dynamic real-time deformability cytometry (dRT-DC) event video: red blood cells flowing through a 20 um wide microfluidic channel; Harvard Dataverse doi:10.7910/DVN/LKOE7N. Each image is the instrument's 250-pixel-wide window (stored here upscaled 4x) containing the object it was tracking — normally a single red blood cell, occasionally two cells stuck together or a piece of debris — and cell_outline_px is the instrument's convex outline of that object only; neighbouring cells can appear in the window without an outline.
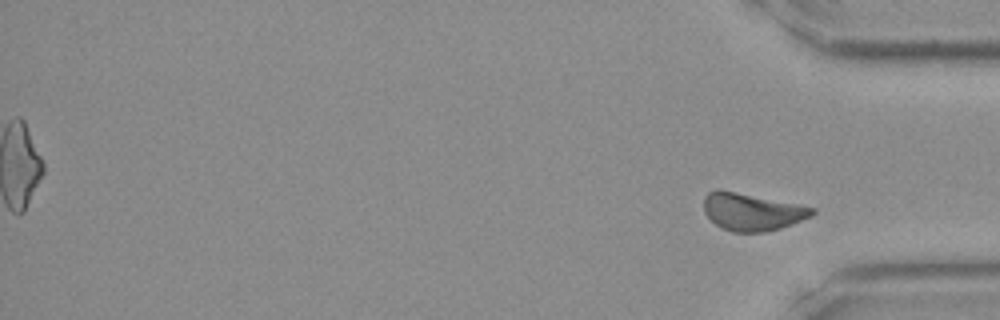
{"species": "Egyptian fruit bat (a non-hibernating species)", "species_latin": "Rousettus aegyptiacus", "temperature_condition": "room temperature", "stored_images_in_passage": 40, "segment_of_instrument_passage": [2, 2], "camera_frame_rate_fps": 3000, "um_per_image_px": 0.085, "frame": {"image": 1, "passage_image": 40, "time_ms": 13.0, "image_size_px": [1000, 320], "cell_outline_px": [[816, 212], [812, 216], [792, 224], [780, 228], [764, 232], [732, 232], [716, 224], [704, 212], [704, 196], [708, 192], [716, 188], [816, 208]], "centroid_in_image_um": [63.91, 18.0], "position_along_channel_um": 371.3, "area_um2": 23.41}}